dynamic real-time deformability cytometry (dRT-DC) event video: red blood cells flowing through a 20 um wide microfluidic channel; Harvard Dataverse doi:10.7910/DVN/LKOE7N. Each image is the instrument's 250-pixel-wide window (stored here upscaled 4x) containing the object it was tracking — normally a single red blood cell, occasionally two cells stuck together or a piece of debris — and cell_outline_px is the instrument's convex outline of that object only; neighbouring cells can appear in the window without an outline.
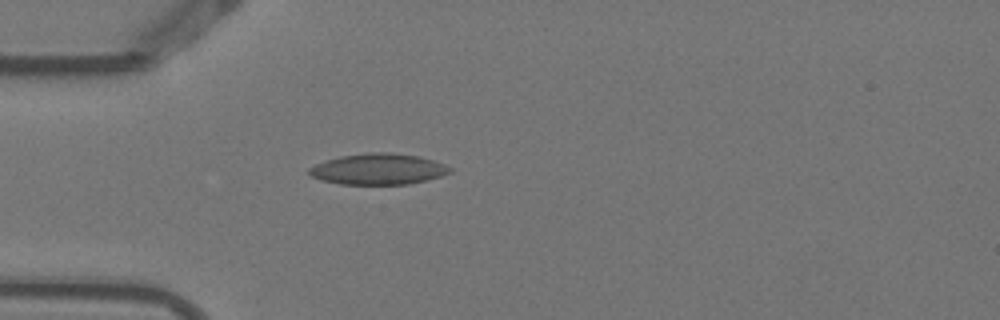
{"species": "Egyptian fruit bat (a non-hibernating species)", "species_latin": "Rousettus aegyptiacus", "temperature_condition": "warm", "stored_images_in_passage": 1, "camera_frame_rate_fps": 3000, "um_per_image_px": 0.085, "animal": {"sex": "female"}, "frame": {"image": 1, "passage_image": 1, "time_ms": 0.0, "image_size_px": [1000, 320], "cell_outline_px": [[452, 172], [440, 176], [408, 184], [340, 184], [320, 180], [312, 176], [308, 172], [308, 168], [316, 164], [340, 156], [368, 152], [392, 152], [416, 156], [432, 160], [444, 164], [452, 168]], "centroid_in_image_um": [32.13, 14.37], "position_along_channel_um": 52.9, "area_um2": 25.26}}